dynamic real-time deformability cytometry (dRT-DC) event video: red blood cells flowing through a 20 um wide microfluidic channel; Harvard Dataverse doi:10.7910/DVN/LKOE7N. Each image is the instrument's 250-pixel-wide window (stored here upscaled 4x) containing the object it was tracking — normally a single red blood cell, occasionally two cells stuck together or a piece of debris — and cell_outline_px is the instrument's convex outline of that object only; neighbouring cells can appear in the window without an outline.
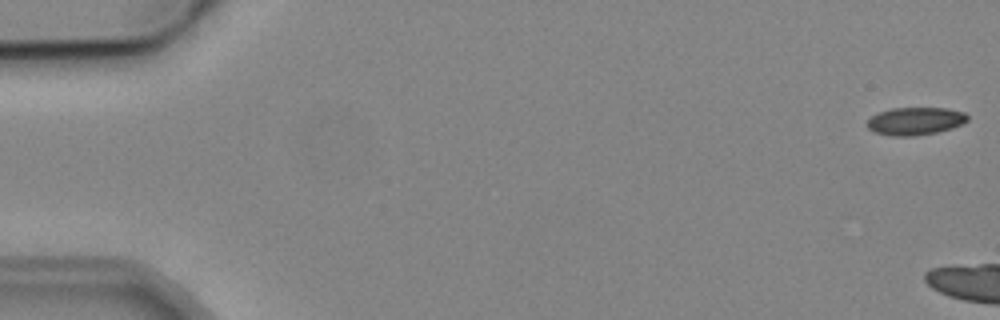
{"species": "common noctule bat (a hibernating species)", "species_latin": "Nyctalus noctula", "temperature_condition": "cold", "stored_images_in_passage": 4, "camera_frame_rate_fps": 3000, "um_per_image_px": 0.085, "animal": {"sex": "male", "body_mass_g": 19.2, "forearm_length_mm": 51.8}, "frame": {"image": 1, "passage_image": 1, "time_ms": 0.0, "image_size_px": [1000, 320], "cell_outline_px": [[968, 120], [964, 124], [952, 128], [936, 132], [912, 136], [888, 136], [872, 132], [868, 128], [868, 120], [872, 116], [880, 112], [892, 108], [948, 108], [964, 112], [968, 116]], "centroid_in_image_um": [77.81, 10.3], "position_along_channel_um": 7.2, "area_um2": 16.3}}